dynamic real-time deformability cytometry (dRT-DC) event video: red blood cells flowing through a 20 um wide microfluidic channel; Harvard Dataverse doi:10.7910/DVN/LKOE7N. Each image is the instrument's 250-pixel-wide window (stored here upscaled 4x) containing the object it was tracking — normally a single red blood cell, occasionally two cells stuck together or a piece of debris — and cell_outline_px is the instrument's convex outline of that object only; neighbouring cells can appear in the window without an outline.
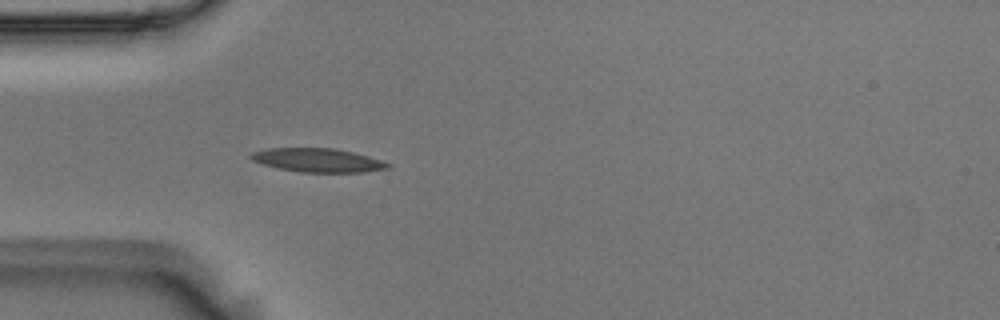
{"species": "Egyptian fruit bat (a non-hibernating species)", "species_latin": "Rousettus aegyptiacus", "temperature_condition": "room temperature", "stored_images_in_passage": 4, "camera_frame_rate_fps": 3000, "um_per_image_px": 0.085, "animal": {"sex": "male"}, "frame": {"image": 1, "passage_image": 4, "time_ms": 1.0, "image_size_px": [1000, 320], "cell_outline_px": [[392, 164], [388, 168], [364, 172], [300, 172], [280, 168], [264, 164], [252, 160], [248, 156], [252, 152], [268, 148], [332, 148], [352, 152], [368, 156]], "centroid_in_image_um": [27.0, 13.61], "position_along_channel_um": 58.0, "area_um2": 18.73}}